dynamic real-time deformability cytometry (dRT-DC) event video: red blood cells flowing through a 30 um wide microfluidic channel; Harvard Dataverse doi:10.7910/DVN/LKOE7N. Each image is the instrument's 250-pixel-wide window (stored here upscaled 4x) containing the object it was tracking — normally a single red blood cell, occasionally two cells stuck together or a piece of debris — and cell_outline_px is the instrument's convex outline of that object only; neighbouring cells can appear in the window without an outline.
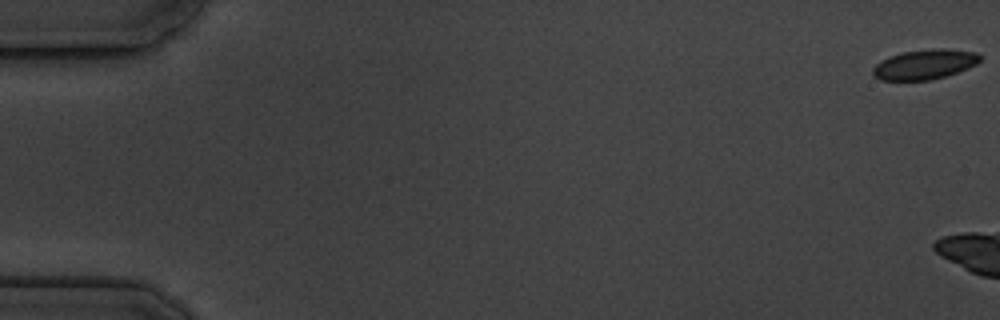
{"species": "common noctule bat (a hibernating species)", "species_latin": "Nyctalus noctula", "temperature_condition": "cold", "stored_images_in_passage": 8, "camera_frame_rate_fps": 3000, "um_per_image_px": 0.085, "animal": {"sex": "male", "body_mass_g": 19.5, "forearm_length_mm": 54.6}, "frame": {"image": 1, "passage_image": 1, "time_ms": 0.0, "image_size_px": [1000, 320], "cell_outline_px": [[980, 60], [976, 64], [968, 68], [944, 76], [928, 80], [880, 80], [872, 76], [872, 68], [880, 60], [904, 52], [932, 48], [944, 48], [976, 52], [980, 56]], "centroid_in_image_um": [78.57, 5.47], "position_along_channel_um": 6.4, "area_um2": 18.55}}
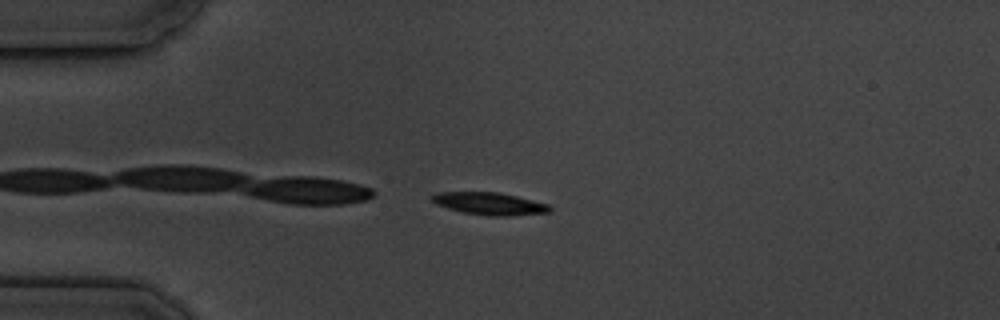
{"frame": {"image": 2, "passage_image": 7, "time_ms": 8.0, "image_size_px": [1000, 320], "cell_outline_px": [[552, 208], [548, 212], [508, 216], [488, 216], [464, 212], [448, 208], [436, 204], [428, 196], [436, 192], [500, 192], [548, 204]], "centroid_in_image_um": [41.57, 17.3], "position_along_channel_um": 43.4, "area_um2": 15.32}}